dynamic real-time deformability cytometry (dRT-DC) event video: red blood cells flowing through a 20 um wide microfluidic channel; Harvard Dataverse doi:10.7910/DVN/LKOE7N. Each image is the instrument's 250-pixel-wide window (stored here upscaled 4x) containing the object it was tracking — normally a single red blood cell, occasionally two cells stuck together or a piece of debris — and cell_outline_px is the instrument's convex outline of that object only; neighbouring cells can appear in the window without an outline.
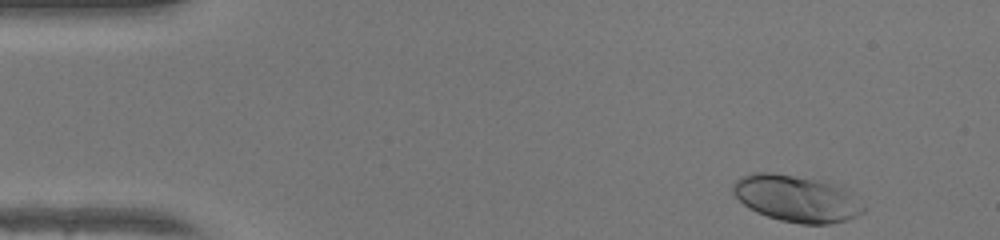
{"species": "human", "species_latin": "Homo sapiens", "temperature_condition": "warm", "stored_images_in_passage": 45, "camera_frame_rate_fps": 3000, "um_per_image_px": 0.085, "donor": {"sex": "female"}, "frame": {"image": 1, "passage_image": 1, "time_ms": 0.0, "image_size_px": [1000, 240], "cell_outline_px": [[864, 212], [856, 216], [844, 220], [828, 224], [800, 224], [780, 220], [756, 212], [748, 208], [732, 192], [732, 184], [736, 180], [752, 172], [772, 172], [820, 180], [840, 184], [864, 208]], "centroid_in_image_um": [67.67, 16.86], "position_along_channel_um": 17.3, "area_um2": 35.26}}
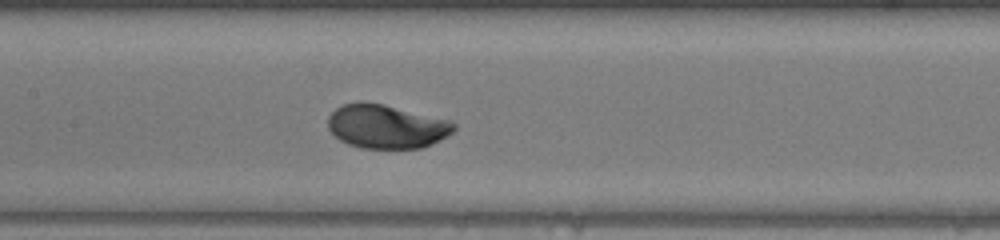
{"frame": {"image": 2, "passage_image": 20, "time_ms": 6.333, "image_size_px": [1000, 240], "cell_outline_px": [[456, 128], [452, 132], [440, 140], [424, 148], [360, 148], [348, 144], [340, 140], [328, 128], [328, 116], [336, 108], [344, 104], [356, 100], [364, 100], [384, 104], [452, 120], [456, 124]], "centroid_in_image_um": [32.85, 10.73], "position_along_channel_um": 174.5, "area_um2": 32.6}}
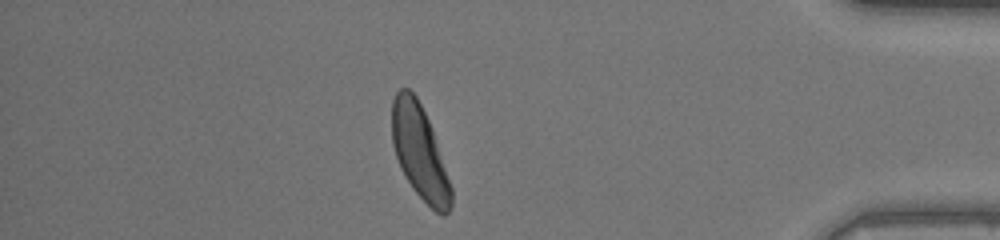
{"frame": {"image": 3, "passage_image": 39, "time_ms": 12.667, "image_size_px": [1000, 240], "cell_outline_px": [[452, 204], [448, 212], [444, 216], [436, 212], [412, 188], [400, 168], [392, 144], [392, 100], [396, 92], [400, 88], [408, 88], [416, 96], [432, 128], [452, 188]], "centroid_in_image_um": [35.66, 12.93], "position_along_channel_um": 399.5, "area_um2": 32.14}, "authors_computed_cell_mechanics": {"area_um2": 32.2524, "velocity_mm_per_s": 4.1923, "shape_relaxation_time_tau1_ms": 1.7313, "shape_relaxation_time_tau2_ms": null, "deformation_change_tau1": 0.1429, "deformation_change_tau2": null}}